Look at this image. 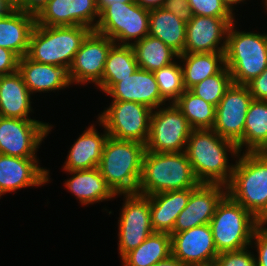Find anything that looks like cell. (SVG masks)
I'll return each instance as SVG.
<instances>
[{
	"label": "cell",
	"instance_id": "obj_1",
	"mask_svg": "<svg viewBox=\"0 0 267 266\" xmlns=\"http://www.w3.org/2000/svg\"><path fill=\"white\" fill-rule=\"evenodd\" d=\"M193 173L200 183L227 185L232 177L239 151L234 142L213 129L191 131L185 150ZM231 157H229V155Z\"/></svg>",
	"mask_w": 267,
	"mask_h": 266
},
{
	"label": "cell",
	"instance_id": "obj_2",
	"mask_svg": "<svg viewBox=\"0 0 267 266\" xmlns=\"http://www.w3.org/2000/svg\"><path fill=\"white\" fill-rule=\"evenodd\" d=\"M226 188L232 199L267 223V152L239 153Z\"/></svg>",
	"mask_w": 267,
	"mask_h": 266
},
{
	"label": "cell",
	"instance_id": "obj_3",
	"mask_svg": "<svg viewBox=\"0 0 267 266\" xmlns=\"http://www.w3.org/2000/svg\"><path fill=\"white\" fill-rule=\"evenodd\" d=\"M145 151L140 142L106 139L98 169L116 195L137 193Z\"/></svg>",
	"mask_w": 267,
	"mask_h": 266
},
{
	"label": "cell",
	"instance_id": "obj_4",
	"mask_svg": "<svg viewBox=\"0 0 267 266\" xmlns=\"http://www.w3.org/2000/svg\"><path fill=\"white\" fill-rule=\"evenodd\" d=\"M199 184L185 151H145L138 194L150 196L161 192L196 188Z\"/></svg>",
	"mask_w": 267,
	"mask_h": 266
},
{
	"label": "cell",
	"instance_id": "obj_5",
	"mask_svg": "<svg viewBox=\"0 0 267 266\" xmlns=\"http://www.w3.org/2000/svg\"><path fill=\"white\" fill-rule=\"evenodd\" d=\"M237 22L227 32L225 66L233 84L246 85L267 68V33L240 31Z\"/></svg>",
	"mask_w": 267,
	"mask_h": 266
},
{
	"label": "cell",
	"instance_id": "obj_6",
	"mask_svg": "<svg viewBox=\"0 0 267 266\" xmlns=\"http://www.w3.org/2000/svg\"><path fill=\"white\" fill-rule=\"evenodd\" d=\"M92 31L85 26H42L36 24L27 56L36 62L57 65L69 70L75 54Z\"/></svg>",
	"mask_w": 267,
	"mask_h": 266
},
{
	"label": "cell",
	"instance_id": "obj_7",
	"mask_svg": "<svg viewBox=\"0 0 267 266\" xmlns=\"http://www.w3.org/2000/svg\"><path fill=\"white\" fill-rule=\"evenodd\" d=\"M241 204L226 194L217 205L209 225L218 253L238 251L250 246L260 224Z\"/></svg>",
	"mask_w": 267,
	"mask_h": 266
},
{
	"label": "cell",
	"instance_id": "obj_8",
	"mask_svg": "<svg viewBox=\"0 0 267 266\" xmlns=\"http://www.w3.org/2000/svg\"><path fill=\"white\" fill-rule=\"evenodd\" d=\"M149 13L136 2L108 5L100 12L94 31L116 44L132 46L149 35Z\"/></svg>",
	"mask_w": 267,
	"mask_h": 266
},
{
	"label": "cell",
	"instance_id": "obj_9",
	"mask_svg": "<svg viewBox=\"0 0 267 266\" xmlns=\"http://www.w3.org/2000/svg\"><path fill=\"white\" fill-rule=\"evenodd\" d=\"M152 111L150 107L133 101L112 100L97 119L104 125L109 137L146 145Z\"/></svg>",
	"mask_w": 267,
	"mask_h": 266
},
{
	"label": "cell",
	"instance_id": "obj_10",
	"mask_svg": "<svg viewBox=\"0 0 267 266\" xmlns=\"http://www.w3.org/2000/svg\"><path fill=\"white\" fill-rule=\"evenodd\" d=\"M192 130L188 120L175 103L162 105L152 111L146 151L184 152Z\"/></svg>",
	"mask_w": 267,
	"mask_h": 266
},
{
	"label": "cell",
	"instance_id": "obj_11",
	"mask_svg": "<svg viewBox=\"0 0 267 266\" xmlns=\"http://www.w3.org/2000/svg\"><path fill=\"white\" fill-rule=\"evenodd\" d=\"M123 196V204L118 219V253L120 260L130 251L136 249L144 240L154 233L150 218V199L148 196L118 194Z\"/></svg>",
	"mask_w": 267,
	"mask_h": 266
},
{
	"label": "cell",
	"instance_id": "obj_12",
	"mask_svg": "<svg viewBox=\"0 0 267 266\" xmlns=\"http://www.w3.org/2000/svg\"><path fill=\"white\" fill-rule=\"evenodd\" d=\"M36 119L0 116V154L38 158L37 151L54 125Z\"/></svg>",
	"mask_w": 267,
	"mask_h": 266
},
{
	"label": "cell",
	"instance_id": "obj_13",
	"mask_svg": "<svg viewBox=\"0 0 267 266\" xmlns=\"http://www.w3.org/2000/svg\"><path fill=\"white\" fill-rule=\"evenodd\" d=\"M114 41L92 30L83 40L68 70L71 84L86 86L102 80L105 62ZM86 84V85H85Z\"/></svg>",
	"mask_w": 267,
	"mask_h": 266
},
{
	"label": "cell",
	"instance_id": "obj_14",
	"mask_svg": "<svg viewBox=\"0 0 267 266\" xmlns=\"http://www.w3.org/2000/svg\"><path fill=\"white\" fill-rule=\"evenodd\" d=\"M252 100L246 85L232 83L216 106L212 129L236 144L243 137L246 114Z\"/></svg>",
	"mask_w": 267,
	"mask_h": 266
},
{
	"label": "cell",
	"instance_id": "obj_15",
	"mask_svg": "<svg viewBox=\"0 0 267 266\" xmlns=\"http://www.w3.org/2000/svg\"><path fill=\"white\" fill-rule=\"evenodd\" d=\"M39 158H21L0 154V199L6 193L44 186L51 180L50 170L41 167Z\"/></svg>",
	"mask_w": 267,
	"mask_h": 266
},
{
	"label": "cell",
	"instance_id": "obj_16",
	"mask_svg": "<svg viewBox=\"0 0 267 266\" xmlns=\"http://www.w3.org/2000/svg\"><path fill=\"white\" fill-rule=\"evenodd\" d=\"M100 13L96 0H49L35 16L42 26H85L94 30Z\"/></svg>",
	"mask_w": 267,
	"mask_h": 266
},
{
	"label": "cell",
	"instance_id": "obj_17",
	"mask_svg": "<svg viewBox=\"0 0 267 266\" xmlns=\"http://www.w3.org/2000/svg\"><path fill=\"white\" fill-rule=\"evenodd\" d=\"M235 18L193 15L186 24L184 53L225 52L227 32Z\"/></svg>",
	"mask_w": 267,
	"mask_h": 266
},
{
	"label": "cell",
	"instance_id": "obj_18",
	"mask_svg": "<svg viewBox=\"0 0 267 266\" xmlns=\"http://www.w3.org/2000/svg\"><path fill=\"white\" fill-rule=\"evenodd\" d=\"M226 194V185L200 183L191 192L188 204L178 215L170 234L209 224L217 205Z\"/></svg>",
	"mask_w": 267,
	"mask_h": 266
},
{
	"label": "cell",
	"instance_id": "obj_19",
	"mask_svg": "<svg viewBox=\"0 0 267 266\" xmlns=\"http://www.w3.org/2000/svg\"><path fill=\"white\" fill-rule=\"evenodd\" d=\"M170 235L172 255L185 266L215 261L219 255L209 224Z\"/></svg>",
	"mask_w": 267,
	"mask_h": 266
},
{
	"label": "cell",
	"instance_id": "obj_20",
	"mask_svg": "<svg viewBox=\"0 0 267 266\" xmlns=\"http://www.w3.org/2000/svg\"><path fill=\"white\" fill-rule=\"evenodd\" d=\"M105 95L111 100L133 101L152 110L167 104L162 98L153 72L138 68L130 76L112 85Z\"/></svg>",
	"mask_w": 267,
	"mask_h": 266
},
{
	"label": "cell",
	"instance_id": "obj_21",
	"mask_svg": "<svg viewBox=\"0 0 267 266\" xmlns=\"http://www.w3.org/2000/svg\"><path fill=\"white\" fill-rule=\"evenodd\" d=\"M96 121V124L103 127V133L98 132L96 124L89 125L69 148L62 171L88 170L98 167L105 141L109 136L104 125L98 119Z\"/></svg>",
	"mask_w": 267,
	"mask_h": 266
},
{
	"label": "cell",
	"instance_id": "obj_22",
	"mask_svg": "<svg viewBox=\"0 0 267 266\" xmlns=\"http://www.w3.org/2000/svg\"><path fill=\"white\" fill-rule=\"evenodd\" d=\"M18 73L22 76L30 93H55L72 85L68 70L57 65L39 63L27 55L19 59Z\"/></svg>",
	"mask_w": 267,
	"mask_h": 266
},
{
	"label": "cell",
	"instance_id": "obj_23",
	"mask_svg": "<svg viewBox=\"0 0 267 266\" xmlns=\"http://www.w3.org/2000/svg\"><path fill=\"white\" fill-rule=\"evenodd\" d=\"M71 175L63 186L75 196L82 206L116 199V194L108 186L98 167L88 170L64 171Z\"/></svg>",
	"mask_w": 267,
	"mask_h": 266
},
{
	"label": "cell",
	"instance_id": "obj_24",
	"mask_svg": "<svg viewBox=\"0 0 267 266\" xmlns=\"http://www.w3.org/2000/svg\"><path fill=\"white\" fill-rule=\"evenodd\" d=\"M194 189L174 190L148 196L151 226L154 232L170 234L173 231L177 217L188 204Z\"/></svg>",
	"mask_w": 267,
	"mask_h": 266
},
{
	"label": "cell",
	"instance_id": "obj_25",
	"mask_svg": "<svg viewBox=\"0 0 267 266\" xmlns=\"http://www.w3.org/2000/svg\"><path fill=\"white\" fill-rule=\"evenodd\" d=\"M32 94L18 73L0 76V116L32 119Z\"/></svg>",
	"mask_w": 267,
	"mask_h": 266
},
{
	"label": "cell",
	"instance_id": "obj_26",
	"mask_svg": "<svg viewBox=\"0 0 267 266\" xmlns=\"http://www.w3.org/2000/svg\"><path fill=\"white\" fill-rule=\"evenodd\" d=\"M35 25V15L14 8L0 18V47L13 51L20 58L26 56Z\"/></svg>",
	"mask_w": 267,
	"mask_h": 266
},
{
	"label": "cell",
	"instance_id": "obj_27",
	"mask_svg": "<svg viewBox=\"0 0 267 266\" xmlns=\"http://www.w3.org/2000/svg\"><path fill=\"white\" fill-rule=\"evenodd\" d=\"M236 146L239 153L267 152V101L252 100L246 114L243 137Z\"/></svg>",
	"mask_w": 267,
	"mask_h": 266
},
{
	"label": "cell",
	"instance_id": "obj_28",
	"mask_svg": "<svg viewBox=\"0 0 267 266\" xmlns=\"http://www.w3.org/2000/svg\"><path fill=\"white\" fill-rule=\"evenodd\" d=\"M149 35L163 41L178 55L184 53L186 23L164 8L150 10Z\"/></svg>",
	"mask_w": 267,
	"mask_h": 266
},
{
	"label": "cell",
	"instance_id": "obj_29",
	"mask_svg": "<svg viewBox=\"0 0 267 266\" xmlns=\"http://www.w3.org/2000/svg\"><path fill=\"white\" fill-rule=\"evenodd\" d=\"M225 52L183 53L178 55L183 71V84L190 90L225 66Z\"/></svg>",
	"mask_w": 267,
	"mask_h": 266
},
{
	"label": "cell",
	"instance_id": "obj_30",
	"mask_svg": "<svg viewBox=\"0 0 267 266\" xmlns=\"http://www.w3.org/2000/svg\"><path fill=\"white\" fill-rule=\"evenodd\" d=\"M138 68L133 47L115 43L108 53L102 80L95 89L105 93L112 85L130 76Z\"/></svg>",
	"mask_w": 267,
	"mask_h": 266
},
{
	"label": "cell",
	"instance_id": "obj_31",
	"mask_svg": "<svg viewBox=\"0 0 267 266\" xmlns=\"http://www.w3.org/2000/svg\"><path fill=\"white\" fill-rule=\"evenodd\" d=\"M172 254L171 235L154 232L122 259V266H152Z\"/></svg>",
	"mask_w": 267,
	"mask_h": 266
},
{
	"label": "cell",
	"instance_id": "obj_32",
	"mask_svg": "<svg viewBox=\"0 0 267 266\" xmlns=\"http://www.w3.org/2000/svg\"><path fill=\"white\" fill-rule=\"evenodd\" d=\"M138 67L154 72L169 65L178 58V54L163 41L147 35L132 45Z\"/></svg>",
	"mask_w": 267,
	"mask_h": 266
},
{
	"label": "cell",
	"instance_id": "obj_33",
	"mask_svg": "<svg viewBox=\"0 0 267 266\" xmlns=\"http://www.w3.org/2000/svg\"><path fill=\"white\" fill-rule=\"evenodd\" d=\"M188 120L191 128L212 129L215 122L216 106L186 89L175 102Z\"/></svg>",
	"mask_w": 267,
	"mask_h": 266
},
{
	"label": "cell",
	"instance_id": "obj_34",
	"mask_svg": "<svg viewBox=\"0 0 267 266\" xmlns=\"http://www.w3.org/2000/svg\"><path fill=\"white\" fill-rule=\"evenodd\" d=\"M161 98L167 103H175L186 90L183 84V71L179 58L161 69L155 70Z\"/></svg>",
	"mask_w": 267,
	"mask_h": 266
},
{
	"label": "cell",
	"instance_id": "obj_35",
	"mask_svg": "<svg viewBox=\"0 0 267 266\" xmlns=\"http://www.w3.org/2000/svg\"><path fill=\"white\" fill-rule=\"evenodd\" d=\"M231 84L232 78L230 71L224 66L217 74L207 77L200 83L194 85L190 91L206 102L217 106Z\"/></svg>",
	"mask_w": 267,
	"mask_h": 266
},
{
	"label": "cell",
	"instance_id": "obj_36",
	"mask_svg": "<svg viewBox=\"0 0 267 266\" xmlns=\"http://www.w3.org/2000/svg\"><path fill=\"white\" fill-rule=\"evenodd\" d=\"M193 15L236 18L221 0H188Z\"/></svg>",
	"mask_w": 267,
	"mask_h": 266
},
{
	"label": "cell",
	"instance_id": "obj_37",
	"mask_svg": "<svg viewBox=\"0 0 267 266\" xmlns=\"http://www.w3.org/2000/svg\"><path fill=\"white\" fill-rule=\"evenodd\" d=\"M218 266H256L254 252L250 246L238 251H225L216 257Z\"/></svg>",
	"mask_w": 267,
	"mask_h": 266
},
{
	"label": "cell",
	"instance_id": "obj_38",
	"mask_svg": "<svg viewBox=\"0 0 267 266\" xmlns=\"http://www.w3.org/2000/svg\"><path fill=\"white\" fill-rule=\"evenodd\" d=\"M267 223H260L254 230L250 248L255 250L256 266H267ZM255 245V246H254Z\"/></svg>",
	"mask_w": 267,
	"mask_h": 266
},
{
	"label": "cell",
	"instance_id": "obj_39",
	"mask_svg": "<svg viewBox=\"0 0 267 266\" xmlns=\"http://www.w3.org/2000/svg\"><path fill=\"white\" fill-rule=\"evenodd\" d=\"M162 8L173 13L186 24L193 17L188 0H165Z\"/></svg>",
	"mask_w": 267,
	"mask_h": 266
},
{
	"label": "cell",
	"instance_id": "obj_40",
	"mask_svg": "<svg viewBox=\"0 0 267 266\" xmlns=\"http://www.w3.org/2000/svg\"><path fill=\"white\" fill-rule=\"evenodd\" d=\"M19 59L13 51L0 47V76L16 73Z\"/></svg>",
	"mask_w": 267,
	"mask_h": 266
},
{
	"label": "cell",
	"instance_id": "obj_41",
	"mask_svg": "<svg viewBox=\"0 0 267 266\" xmlns=\"http://www.w3.org/2000/svg\"><path fill=\"white\" fill-rule=\"evenodd\" d=\"M254 100L267 101V68L246 84Z\"/></svg>",
	"mask_w": 267,
	"mask_h": 266
},
{
	"label": "cell",
	"instance_id": "obj_42",
	"mask_svg": "<svg viewBox=\"0 0 267 266\" xmlns=\"http://www.w3.org/2000/svg\"><path fill=\"white\" fill-rule=\"evenodd\" d=\"M48 1L49 0H16L15 8L36 16Z\"/></svg>",
	"mask_w": 267,
	"mask_h": 266
},
{
	"label": "cell",
	"instance_id": "obj_43",
	"mask_svg": "<svg viewBox=\"0 0 267 266\" xmlns=\"http://www.w3.org/2000/svg\"><path fill=\"white\" fill-rule=\"evenodd\" d=\"M165 0H135V2L140 5L142 8L147 10H153L161 8Z\"/></svg>",
	"mask_w": 267,
	"mask_h": 266
},
{
	"label": "cell",
	"instance_id": "obj_44",
	"mask_svg": "<svg viewBox=\"0 0 267 266\" xmlns=\"http://www.w3.org/2000/svg\"><path fill=\"white\" fill-rule=\"evenodd\" d=\"M135 0H96V5L99 13L108 5H117L120 3H131Z\"/></svg>",
	"mask_w": 267,
	"mask_h": 266
},
{
	"label": "cell",
	"instance_id": "obj_45",
	"mask_svg": "<svg viewBox=\"0 0 267 266\" xmlns=\"http://www.w3.org/2000/svg\"><path fill=\"white\" fill-rule=\"evenodd\" d=\"M152 266H185L179 259L174 257L172 254L162 261L155 263Z\"/></svg>",
	"mask_w": 267,
	"mask_h": 266
},
{
	"label": "cell",
	"instance_id": "obj_46",
	"mask_svg": "<svg viewBox=\"0 0 267 266\" xmlns=\"http://www.w3.org/2000/svg\"><path fill=\"white\" fill-rule=\"evenodd\" d=\"M246 0H221V2L227 7V9L233 14L235 15L236 13L234 12V10H238L235 7H237V5L239 6L240 4H247L245 2ZM248 1V0H247Z\"/></svg>",
	"mask_w": 267,
	"mask_h": 266
},
{
	"label": "cell",
	"instance_id": "obj_47",
	"mask_svg": "<svg viewBox=\"0 0 267 266\" xmlns=\"http://www.w3.org/2000/svg\"><path fill=\"white\" fill-rule=\"evenodd\" d=\"M14 9L8 0H0V18L6 16Z\"/></svg>",
	"mask_w": 267,
	"mask_h": 266
},
{
	"label": "cell",
	"instance_id": "obj_48",
	"mask_svg": "<svg viewBox=\"0 0 267 266\" xmlns=\"http://www.w3.org/2000/svg\"><path fill=\"white\" fill-rule=\"evenodd\" d=\"M188 266H218L216 261H209L205 263H193Z\"/></svg>",
	"mask_w": 267,
	"mask_h": 266
},
{
	"label": "cell",
	"instance_id": "obj_49",
	"mask_svg": "<svg viewBox=\"0 0 267 266\" xmlns=\"http://www.w3.org/2000/svg\"><path fill=\"white\" fill-rule=\"evenodd\" d=\"M262 3H263V8H265L264 10L267 11V0H262Z\"/></svg>",
	"mask_w": 267,
	"mask_h": 266
},
{
	"label": "cell",
	"instance_id": "obj_50",
	"mask_svg": "<svg viewBox=\"0 0 267 266\" xmlns=\"http://www.w3.org/2000/svg\"><path fill=\"white\" fill-rule=\"evenodd\" d=\"M13 6H14V8H15V2H16V0H8Z\"/></svg>",
	"mask_w": 267,
	"mask_h": 266
}]
</instances>
